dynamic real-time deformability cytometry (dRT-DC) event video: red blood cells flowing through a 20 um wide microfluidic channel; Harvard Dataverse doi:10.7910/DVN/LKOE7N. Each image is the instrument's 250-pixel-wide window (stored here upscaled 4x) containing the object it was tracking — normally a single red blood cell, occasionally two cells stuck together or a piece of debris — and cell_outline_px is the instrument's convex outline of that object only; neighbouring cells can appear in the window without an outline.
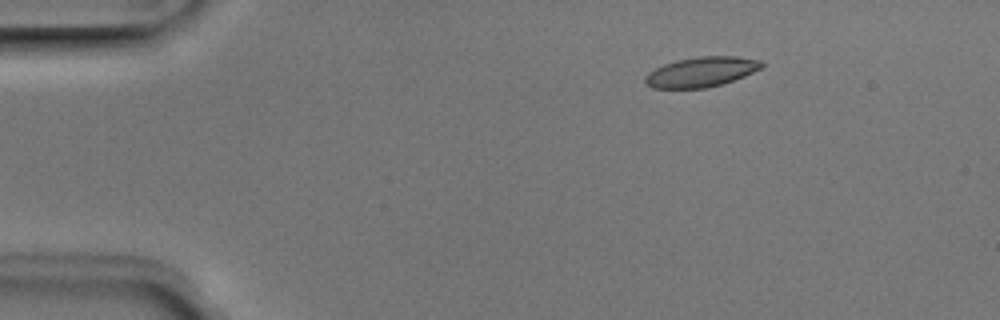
{"species": "Egyptian fruit bat (a non-hibernating species)", "species_latin": "Rousettus aegyptiacus", "temperature_condition": "room temperature", "stored_images_in_passage": 4, "camera_frame_rate_fps": 3000, "um_per_image_px": 0.085, "animal": {"sex": "male"}, "frame": {"image": 1, "passage_image": 2, "time_ms": 0.333, "image_size_px": [1000, 320], "cell_outline_px": [[764, 68], [744, 76], [720, 84], [704, 88], [652, 88], [644, 84], [644, 76], [648, 72], [664, 64], [676, 60], [700, 56], [736, 56], [760, 60], [764, 64]], "centroid_in_image_um": [59.6, 6.11], "position_along_channel_um": 25.4, "area_um2": 20.4}}